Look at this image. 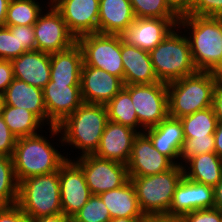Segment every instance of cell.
<instances>
[{"label": "cell", "mask_w": 222, "mask_h": 222, "mask_svg": "<svg viewBox=\"0 0 222 222\" xmlns=\"http://www.w3.org/2000/svg\"><path fill=\"white\" fill-rule=\"evenodd\" d=\"M47 130H49V139L46 137L48 131L45 135L41 132V134L17 138L12 159L18 183L32 176L58 171L67 160H70L71 153L66 152L65 155V152L62 154L58 151L57 147L63 146L58 127H47ZM51 138H57L54 139L57 143Z\"/></svg>", "instance_id": "cell-1"}, {"label": "cell", "mask_w": 222, "mask_h": 222, "mask_svg": "<svg viewBox=\"0 0 222 222\" xmlns=\"http://www.w3.org/2000/svg\"><path fill=\"white\" fill-rule=\"evenodd\" d=\"M178 26L188 39L196 69L222 75L221 16L186 15L180 17Z\"/></svg>", "instance_id": "cell-2"}, {"label": "cell", "mask_w": 222, "mask_h": 222, "mask_svg": "<svg viewBox=\"0 0 222 222\" xmlns=\"http://www.w3.org/2000/svg\"><path fill=\"white\" fill-rule=\"evenodd\" d=\"M108 122L105 104L83 102L72 114L57 125L62 145L78 149L80 156L94 154Z\"/></svg>", "instance_id": "cell-3"}, {"label": "cell", "mask_w": 222, "mask_h": 222, "mask_svg": "<svg viewBox=\"0 0 222 222\" xmlns=\"http://www.w3.org/2000/svg\"><path fill=\"white\" fill-rule=\"evenodd\" d=\"M184 177L183 166L149 176H129L139 206L148 219H168L176 187Z\"/></svg>", "instance_id": "cell-4"}, {"label": "cell", "mask_w": 222, "mask_h": 222, "mask_svg": "<svg viewBox=\"0 0 222 222\" xmlns=\"http://www.w3.org/2000/svg\"><path fill=\"white\" fill-rule=\"evenodd\" d=\"M220 75L197 71L167 84L168 115L181 118L212 107L215 83Z\"/></svg>", "instance_id": "cell-5"}, {"label": "cell", "mask_w": 222, "mask_h": 222, "mask_svg": "<svg viewBox=\"0 0 222 222\" xmlns=\"http://www.w3.org/2000/svg\"><path fill=\"white\" fill-rule=\"evenodd\" d=\"M149 54L159 82L168 84L198 71L188 39L178 25Z\"/></svg>", "instance_id": "cell-6"}, {"label": "cell", "mask_w": 222, "mask_h": 222, "mask_svg": "<svg viewBox=\"0 0 222 222\" xmlns=\"http://www.w3.org/2000/svg\"><path fill=\"white\" fill-rule=\"evenodd\" d=\"M17 205L30 219L63 213L59 170L19 182Z\"/></svg>", "instance_id": "cell-7"}, {"label": "cell", "mask_w": 222, "mask_h": 222, "mask_svg": "<svg viewBox=\"0 0 222 222\" xmlns=\"http://www.w3.org/2000/svg\"><path fill=\"white\" fill-rule=\"evenodd\" d=\"M83 53V66L100 68L124 79L121 58V35L91 33L77 38Z\"/></svg>", "instance_id": "cell-8"}, {"label": "cell", "mask_w": 222, "mask_h": 222, "mask_svg": "<svg viewBox=\"0 0 222 222\" xmlns=\"http://www.w3.org/2000/svg\"><path fill=\"white\" fill-rule=\"evenodd\" d=\"M131 96L139 124L144 128L158 125L168 116L167 84H130L123 87Z\"/></svg>", "instance_id": "cell-9"}, {"label": "cell", "mask_w": 222, "mask_h": 222, "mask_svg": "<svg viewBox=\"0 0 222 222\" xmlns=\"http://www.w3.org/2000/svg\"><path fill=\"white\" fill-rule=\"evenodd\" d=\"M72 159L82 169L91 194L117 189L129 180L125 164L98 158L94 154L71 156Z\"/></svg>", "instance_id": "cell-10"}, {"label": "cell", "mask_w": 222, "mask_h": 222, "mask_svg": "<svg viewBox=\"0 0 222 222\" xmlns=\"http://www.w3.org/2000/svg\"><path fill=\"white\" fill-rule=\"evenodd\" d=\"M33 28L38 51L53 54L67 50L77 43L76 37L68 30L61 13L53 4L45 7Z\"/></svg>", "instance_id": "cell-11"}, {"label": "cell", "mask_w": 222, "mask_h": 222, "mask_svg": "<svg viewBox=\"0 0 222 222\" xmlns=\"http://www.w3.org/2000/svg\"><path fill=\"white\" fill-rule=\"evenodd\" d=\"M60 199L62 212L72 218L92 195L82 169L67 160L59 169Z\"/></svg>", "instance_id": "cell-12"}, {"label": "cell", "mask_w": 222, "mask_h": 222, "mask_svg": "<svg viewBox=\"0 0 222 222\" xmlns=\"http://www.w3.org/2000/svg\"><path fill=\"white\" fill-rule=\"evenodd\" d=\"M53 6L76 39L98 32L99 0H56Z\"/></svg>", "instance_id": "cell-13"}, {"label": "cell", "mask_w": 222, "mask_h": 222, "mask_svg": "<svg viewBox=\"0 0 222 222\" xmlns=\"http://www.w3.org/2000/svg\"><path fill=\"white\" fill-rule=\"evenodd\" d=\"M175 164L161 154L144 133H138L132 144V151L127 163L128 176H149L165 172Z\"/></svg>", "instance_id": "cell-14"}, {"label": "cell", "mask_w": 222, "mask_h": 222, "mask_svg": "<svg viewBox=\"0 0 222 222\" xmlns=\"http://www.w3.org/2000/svg\"><path fill=\"white\" fill-rule=\"evenodd\" d=\"M180 18H136L121 35L128 45L150 52L172 31Z\"/></svg>", "instance_id": "cell-15"}, {"label": "cell", "mask_w": 222, "mask_h": 222, "mask_svg": "<svg viewBox=\"0 0 222 222\" xmlns=\"http://www.w3.org/2000/svg\"><path fill=\"white\" fill-rule=\"evenodd\" d=\"M48 119L59 125L82 103L80 83H56L49 81L43 88Z\"/></svg>", "instance_id": "cell-16"}, {"label": "cell", "mask_w": 222, "mask_h": 222, "mask_svg": "<svg viewBox=\"0 0 222 222\" xmlns=\"http://www.w3.org/2000/svg\"><path fill=\"white\" fill-rule=\"evenodd\" d=\"M214 208V188L183 177L174 192L168 219L179 220L185 213Z\"/></svg>", "instance_id": "cell-17"}, {"label": "cell", "mask_w": 222, "mask_h": 222, "mask_svg": "<svg viewBox=\"0 0 222 222\" xmlns=\"http://www.w3.org/2000/svg\"><path fill=\"white\" fill-rule=\"evenodd\" d=\"M123 81L100 68L83 66L81 97L85 103L107 104L122 88Z\"/></svg>", "instance_id": "cell-18"}, {"label": "cell", "mask_w": 222, "mask_h": 222, "mask_svg": "<svg viewBox=\"0 0 222 222\" xmlns=\"http://www.w3.org/2000/svg\"><path fill=\"white\" fill-rule=\"evenodd\" d=\"M137 134L136 130L128 126L108 120L94 155L127 165Z\"/></svg>", "instance_id": "cell-19"}, {"label": "cell", "mask_w": 222, "mask_h": 222, "mask_svg": "<svg viewBox=\"0 0 222 222\" xmlns=\"http://www.w3.org/2000/svg\"><path fill=\"white\" fill-rule=\"evenodd\" d=\"M2 104L24 108L35 114L48 127L55 126L47 116L43 89L14 78L2 94Z\"/></svg>", "instance_id": "cell-20"}, {"label": "cell", "mask_w": 222, "mask_h": 222, "mask_svg": "<svg viewBox=\"0 0 222 222\" xmlns=\"http://www.w3.org/2000/svg\"><path fill=\"white\" fill-rule=\"evenodd\" d=\"M14 78L43 89L50 81V54L38 50L22 53L11 60Z\"/></svg>", "instance_id": "cell-21"}, {"label": "cell", "mask_w": 222, "mask_h": 222, "mask_svg": "<svg viewBox=\"0 0 222 222\" xmlns=\"http://www.w3.org/2000/svg\"><path fill=\"white\" fill-rule=\"evenodd\" d=\"M143 132L161 154L174 164H178L179 153L185 140L180 118L168 115L158 125L147 128Z\"/></svg>", "instance_id": "cell-22"}, {"label": "cell", "mask_w": 222, "mask_h": 222, "mask_svg": "<svg viewBox=\"0 0 222 222\" xmlns=\"http://www.w3.org/2000/svg\"><path fill=\"white\" fill-rule=\"evenodd\" d=\"M121 58L124 68V85L153 84L159 82L150 54L133 45H128L121 36Z\"/></svg>", "instance_id": "cell-23"}, {"label": "cell", "mask_w": 222, "mask_h": 222, "mask_svg": "<svg viewBox=\"0 0 222 222\" xmlns=\"http://www.w3.org/2000/svg\"><path fill=\"white\" fill-rule=\"evenodd\" d=\"M135 19L130 0H99L98 33L122 35Z\"/></svg>", "instance_id": "cell-24"}, {"label": "cell", "mask_w": 222, "mask_h": 222, "mask_svg": "<svg viewBox=\"0 0 222 222\" xmlns=\"http://www.w3.org/2000/svg\"><path fill=\"white\" fill-rule=\"evenodd\" d=\"M50 80L56 83H80L83 53L76 43L71 48L50 54Z\"/></svg>", "instance_id": "cell-25"}, {"label": "cell", "mask_w": 222, "mask_h": 222, "mask_svg": "<svg viewBox=\"0 0 222 222\" xmlns=\"http://www.w3.org/2000/svg\"><path fill=\"white\" fill-rule=\"evenodd\" d=\"M105 203L111 219L146 217L142 212L134 186L130 179L121 187L99 194Z\"/></svg>", "instance_id": "cell-26"}, {"label": "cell", "mask_w": 222, "mask_h": 222, "mask_svg": "<svg viewBox=\"0 0 222 222\" xmlns=\"http://www.w3.org/2000/svg\"><path fill=\"white\" fill-rule=\"evenodd\" d=\"M184 177L191 181L215 187L222 180V159L215 153H204L183 165Z\"/></svg>", "instance_id": "cell-27"}, {"label": "cell", "mask_w": 222, "mask_h": 222, "mask_svg": "<svg viewBox=\"0 0 222 222\" xmlns=\"http://www.w3.org/2000/svg\"><path fill=\"white\" fill-rule=\"evenodd\" d=\"M10 131L17 137H26L45 132L46 126L35 114L19 107L2 104L1 113ZM40 127V128H39Z\"/></svg>", "instance_id": "cell-28"}, {"label": "cell", "mask_w": 222, "mask_h": 222, "mask_svg": "<svg viewBox=\"0 0 222 222\" xmlns=\"http://www.w3.org/2000/svg\"><path fill=\"white\" fill-rule=\"evenodd\" d=\"M106 108L108 120L128 126L138 133L145 130L139 124L131 96L124 88L106 104Z\"/></svg>", "instance_id": "cell-29"}, {"label": "cell", "mask_w": 222, "mask_h": 222, "mask_svg": "<svg viewBox=\"0 0 222 222\" xmlns=\"http://www.w3.org/2000/svg\"><path fill=\"white\" fill-rule=\"evenodd\" d=\"M49 4L48 0H10L4 26L34 25Z\"/></svg>", "instance_id": "cell-30"}, {"label": "cell", "mask_w": 222, "mask_h": 222, "mask_svg": "<svg viewBox=\"0 0 222 222\" xmlns=\"http://www.w3.org/2000/svg\"><path fill=\"white\" fill-rule=\"evenodd\" d=\"M184 138L206 137L216 131L218 120L213 107L180 118Z\"/></svg>", "instance_id": "cell-31"}, {"label": "cell", "mask_w": 222, "mask_h": 222, "mask_svg": "<svg viewBox=\"0 0 222 222\" xmlns=\"http://www.w3.org/2000/svg\"><path fill=\"white\" fill-rule=\"evenodd\" d=\"M18 186L12 157L0 155V206L17 204Z\"/></svg>", "instance_id": "cell-32"}, {"label": "cell", "mask_w": 222, "mask_h": 222, "mask_svg": "<svg viewBox=\"0 0 222 222\" xmlns=\"http://www.w3.org/2000/svg\"><path fill=\"white\" fill-rule=\"evenodd\" d=\"M136 18H180L166 0H130Z\"/></svg>", "instance_id": "cell-33"}, {"label": "cell", "mask_w": 222, "mask_h": 222, "mask_svg": "<svg viewBox=\"0 0 222 222\" xmlns=\"http://www.w3.org/2000/svg\"><path fill=\"white\" fill-rule=\"evenodd\" d=\"M111 216L99 195L92 194L87 203L72 217V222H110Z\"/></svg>", "instance_id": "cell-34"}, {"label": "cell", "mask_w": 222, "mask_h": 222, "mask_svg": "<svg viewBox=\"0 0 222 222\" xmlns=\"http://www.w3.org/2000/svg\"><path fill=\"white\" fill-rule=\"evenodd\" d=\"M214 147V134L206 135V137L185 138L179 153L178 165L183 166L197 155L214 152Z\"/></svg>", "instance_id": "cell-35"}, {"label": "cell", "mask_w": 222, "mask_h": 222, "mask_svg": "<svg viewBox=\"0 0 222 222\" xmlns=\"http://www.w3.org/2000/svg\"><path fill=\"white\" fill-rule=\"evenodd\" d=\"M24 52V47H19L17 26L0 27V59L11 61Z\"/></svg>", "instance_id": "cell-36"}, {"label": "cell", "mask_w": 222, "mask_h": 222, "mask_svg": "<svg viewBox=\"0 0 222 222\" xmlns=\"http://www.w3.org/2000/svg\"><path fill=\"white\" fill-rule=\"evenodd\" d=\"M188 15L203 17L222 16V0H193L192 10Z\"/></svg>", "instance_id": "cell-37"}, {"label": "cell", "mask_w": 222, "mask_h": 222, "mask_svg": "<svg viewBox=\"0 0 222 222\" xmlns=\"http://www.w3.org/2000/svg\"><path fill=\"white\" fill-rule=\"evenodd\" d=\"M180 222H222V211L217 208H207L185 213Z\"/></svg>", "instance_id": "cell-38"}, {"label": "cell", "mask_w": 222, "mask_h": 222, "mask_svg": "<svg viewBox=\"0 0 222 222\" xmlns=\"http://www.w3.org/2000/svg\"><path fill=\"white\" fill-rule=\"evenodd\" d=\"M17 137L10 131L0 114V155L12 157Z\"/></svg>", "instance_id": "cell-39"}, {"label": "cell", "mask_w": 222, "mask_h": 222, "mask_svg": "<svg viewBox=\"0 0 222 222\" xmlns=\"http://www.w3.org/2000/svg\"><path fill=\"white\" fill-rule=\"evenodd\" d=\"M0 222H31V219L17 205L0 206Z\"/></svg>", "instance_id": "cell-40"}, {"label": "cell", "mask_w": 222, "mask_h": 222, "mask_svg": "<svg viewBox=\"0 0 222 222\" xmlns=\"http://www.w3.org/2000/svg\"><path fill=\"white\" fill-rule=\"evenodd\" d=\"M17 39L19 40V47H24L26 51L36 50L33 25L17 26Z\"/></svg>", "instance_id": "cell-41"}, {"label": "cell", "mask_w": 222, "mask_h": 222, "mask_svg": "<svg viewBox=\"0 0 222 222\" xmlns=\"http://www.w3.org/2000/svg\"><path fill=\"white\" fill-rule=\"evenodd\" d=\"M14 79V73L11 61L0 59V94L2 95L6 88Z\"/></svg>", "instance_id": "cell-42"}, {"label": "cell", "mask_w": 222, "mask_h": 222, "mask_svg": "<svg viewBox=\"0 0 222 222\" xmlns=\"http://www.w3.org/2000/svg\"><path fill=\"white\" fill-rule=\"evenodd\" d=\"M212 107L218 122H222V75L218 77L214 86Z\"/></svg>", "instance_id": "cell-43"}, {"label": "cell", "mask_w": 222, "mask_h": 222, "mask_svg": "<svg viewBox=\"0 0 222 222\" xmlns=\"http://www.w3.org/2000/svg\"><path fill=\"white\" fill-rule=\"evenodd\" d=\"M166 3L179 17H182L191 12L193 0H166Z\"/></svg>", "instance_id": "cell-44"}, {"label": "cell", "mask_w": 222, "mask_h": 222, "mask_svg": "<svg viewBox=\"0 0 222 222\" xmlns=\"http://www.w3.org/2000/svg\"><path fill=\"white\" fill-rule=\"evenodd\" d=\"M31 222H72V218L66 216L64 213H59L56 215L31 219Z\"/></svg>", "instance_id": "cell-45"}, {"label": "cell", "mask_w": 222, "mask_h": 222, "mask_svg": "<svg viewBox=\"0 0 222 222\" xmlns=\"http://www.w3.org/2000/svg\"><path fill=\"white\" fill-rule=\"evenodd\" d=\"M215 147L214 152L222 159V122H218L214 132Z\"/></svg>", "instance_id": "cell-46"}, {"label": "cell", "mask_w": 222, "mask_h": 222, "mask_svg": "<svg viewBox=\"0 0 222 222\" xmlns=\"http://www.w3.org/2000/svg\"><path fill=\"white\" fill-rule=\"evenodd\" d=\"M214 207L222 211V180L214 187Z\"/></svg>", "instance_id": "cell-47"}, {"label": "cell", "mask_w": 222, "mask_h": 222, "mask_svg": "<svg viewBox=\"0 0 222 222\" xmlns=\"http://www.w3.org/2000/svg\"><path fill=\"white\" fill-rule=\"evenodd\" d=\"M10 0H0V27L5 25L6 13Z\"/></svg>", "instance_id": "cell-48"}, {"label": "cell", "mask_w": 222, "mask_h": 222, "mask_svg": "<svg viewBox=\"0 0 222 222\" xmlns=\"http://www.w3.org/2000/svg\"><path fill=\"white\" fill-rule=\"evenodd\" d=\"M147 217L113 218L110 222H147Z\"/></svg>", "instance_id": "cell-49"}, {"label": "cell", "mask_w": 222, "mask_h": 222, "mask_svg": "<svg viewBox=\"0 0 222 222\" xmlns=\"http://www.w3.org/2000/svg\"><path fill=\"white\" fill-rule=\"evenodd\" d=\"M147 222H180L179 220L176 219H149Z\"/></svg>", "instance_id": "cell-50"}, {"label": "cell", "mask_w": 222, "mask_h": 222, "mask_svg": "<svg viewBox=\"0 0 222 222\" xmlns=\"http://www.w3.org/2000/svg\"><path fill=\"white\" fill-rule=\"evenodd\" d=\"M2 103H3V101H2V95L0 94V113H1V106H2Z\"/></svg>", "instance_id": "cell-51"}, {"label": "cell", "mask_w": 222, "mask_h": 222, "mask_svg": "<svg viewBox=\"0 0 222 222\" xmlns=\"http://www.w3.org/2000/svg\"><path fill=\"white\" fill-rule=\"evenodd\" d=\"M50 4H53L56 0H48Z\"/></svg>", "instance_id": "cell-52"}]
</instances>
